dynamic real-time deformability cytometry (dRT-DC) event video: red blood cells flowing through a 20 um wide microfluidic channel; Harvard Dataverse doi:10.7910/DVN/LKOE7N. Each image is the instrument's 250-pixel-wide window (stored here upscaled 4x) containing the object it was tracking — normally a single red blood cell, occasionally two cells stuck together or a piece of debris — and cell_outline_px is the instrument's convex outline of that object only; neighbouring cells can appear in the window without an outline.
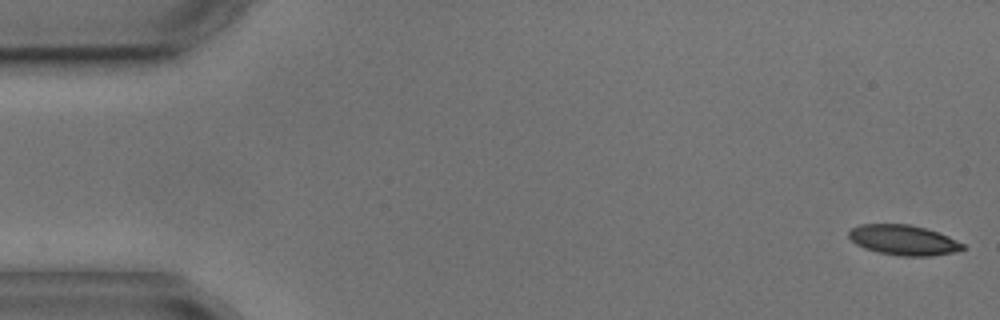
{"species": "common noctule bat (a hibernating species)", "species_latin": "Nyctalus noctula", "temperature_condition": "cold", "stored_images_in_passage": 5, "camera_frame_rate_fps": 3000, "um_per_image_px": 0.085, "animal": {"sex": "male", "body_mass_g": 17.9, "forearm_length_mm": 54.2}, "frame": {"image": 1, "passage_image": 1, "time_ms": 0.0, "image_size_px": [1000, 320], "cell_outline_px": [[964, 248], [952, 252], [932, 256], [900, 256], [880, 252], [864, 248], [856, 244], [848, 236], [848, 232], [852, 228], [860, 224], [908, 224], [924, 228], [948, 236], [964, 244]], "centroid_in_image_um": [76.76, 20.4], "position_along_channel_um": 8.2, "area_um2": 19.77}}
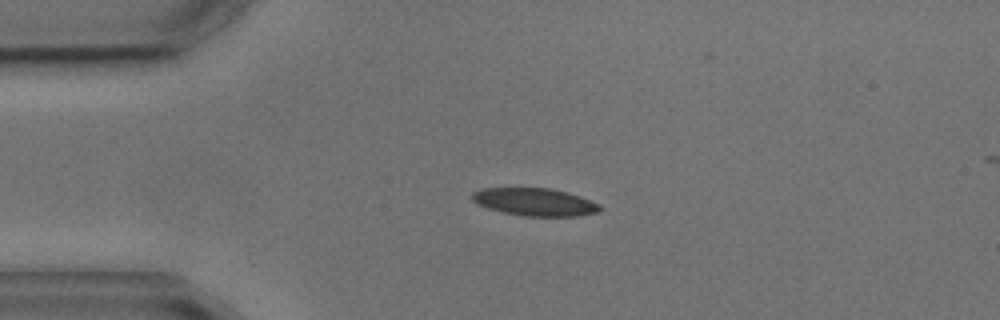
{"frame": {"image": 2, "passage_image": 4, "time_ms": 3.667, "image_size_px": [1000, 320], "cell_outline_px": [[600, 212], [576, 216], [524, 216], [504, 212], [488, 208], [476, 204], [472, 200], [472, 192], [480, 188], [552, 188], [568, 192], [580, 196], [600, 204]], "centroid_in_image_um": [45.45, 17.16], "position_along_channel_um": 39.5, "area_um2": 20.69}}